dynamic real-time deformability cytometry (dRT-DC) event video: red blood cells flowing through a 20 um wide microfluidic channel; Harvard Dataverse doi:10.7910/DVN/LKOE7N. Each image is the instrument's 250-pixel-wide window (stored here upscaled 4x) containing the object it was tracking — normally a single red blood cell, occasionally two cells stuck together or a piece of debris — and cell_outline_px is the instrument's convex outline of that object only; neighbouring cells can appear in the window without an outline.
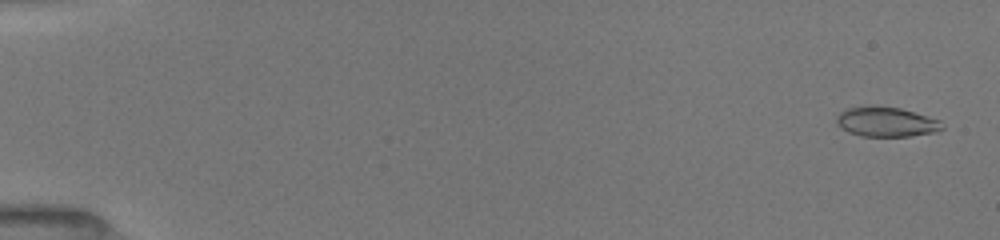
{"species": "common noctule bat (a hibernating species)", "species_latin": "Nyctalus noctula", "temperature_condition": "room temperature", "stored_images_in_passage": 52, "camera_frame_rate_fps": 3000, "um_per_image_px": 0.085, "animal": {"sex": "female", "body_mass_g": 19.5, "forearm_length_mm": 54.1}, "frame": {"image": 1, "passage_image": 2, "time_ms": 0.333, "image_size_px": [1000, 240], "cell_outline_px": [[944, 128], [936, 132], [908, 136], [860, 136], [848, 132], [840, 128], [836, 124], [836, 116], [840, 112], [848, 108], [900, 108], [940, 120]], "centroid_in_image_um": [75.33, 10.4], "position_along_channel_um": 9.7, "area_um2": 17.8}}
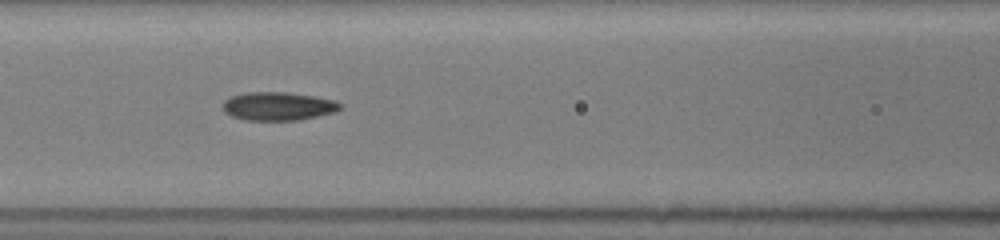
{"frame": {"image": 2, "passage_image": 24, "time_ms": 7.667, "image_size_px": [1000, 240], "cell_outline_px": [[344, 108], [336, 112], [300, 120], [244, 120], [232, 116], [224, 112], [224, 100], [232, 96], [244, 92], [288, 92], [316, 96], [336, 100], [344, 104]], "centroid_in_image_um": [23.72, 9.02], "position_along_channel_um": 142.9, "area_um2": 19.77}}
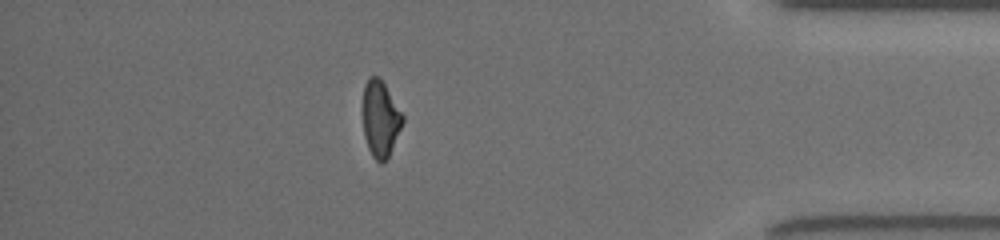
{"frame": {"image": 3, "passage_image": 46, "time_ms": 15.0, "image_size_px": [1000, 240], "cell_outline_px": [[404, 120], [388, 156], [380, 164], [372, 156], [368, 148], [364, 136], [364, 84], [368, 76], [380, 76], [404, 116]], "centroid_in_image_um": [32.33, 10.06], "position_along_channel_um": 402.9, "area_um2": 17.4}, "authors_computed_cell_mechanics": {"area_um2": 18.5827, "velocity_mm_per_s": 4.0033, "shape_relaxation_time_tau1_ms": 3.6582, "shape_relaxation_time_tau2_ms": 1.6453, "deformation_change_tau1": 0.1439, "deformation_change_tau2": 0.0826}}